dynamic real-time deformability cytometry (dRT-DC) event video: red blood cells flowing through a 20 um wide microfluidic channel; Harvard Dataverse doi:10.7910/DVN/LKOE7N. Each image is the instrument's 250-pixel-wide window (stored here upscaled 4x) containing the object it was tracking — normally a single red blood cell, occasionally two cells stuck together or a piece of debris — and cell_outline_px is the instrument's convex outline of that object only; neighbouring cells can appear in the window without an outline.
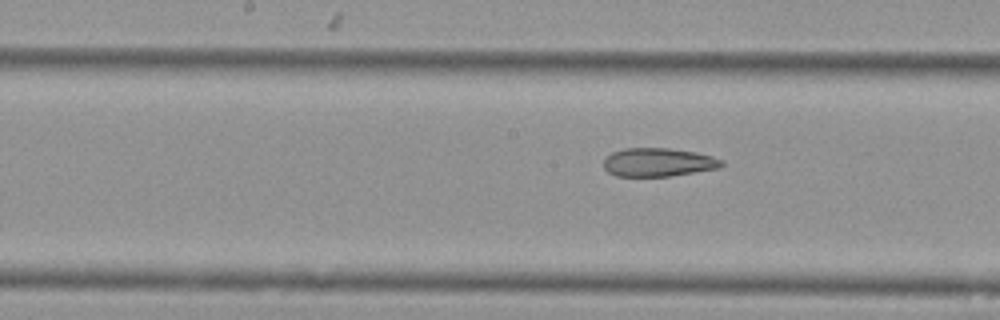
{"species": "Egyptian fruit bat (a non-hibernating species)", "species_latin": "Rousettus aegyptiacus", "temperature_condition": "cold", "stored_images_in_passage": 7, "segment_of_instrument_passage": [2, 2], "camera_frame_rate_fps": 3000, "um_per_image_px": 0.085, "animal": {"sex": "female"}, "frame": {"image": 1, "passage_image": 7, "time_ms": 2.0, "image_size_px": [1000, 320], "cell_outline_px": [[724, 164], [720, 168], [668, 176], [616, 176], [608, 172], [604, 168], [604, 156], [612, 152], [624, 148], [668, 148], [696, 152], [712, 156], [720, 160]], "centroid_in_image_um": [55.91, 13.79], "position_along_channel_um": 192.3, "area_um2": 19.59}}